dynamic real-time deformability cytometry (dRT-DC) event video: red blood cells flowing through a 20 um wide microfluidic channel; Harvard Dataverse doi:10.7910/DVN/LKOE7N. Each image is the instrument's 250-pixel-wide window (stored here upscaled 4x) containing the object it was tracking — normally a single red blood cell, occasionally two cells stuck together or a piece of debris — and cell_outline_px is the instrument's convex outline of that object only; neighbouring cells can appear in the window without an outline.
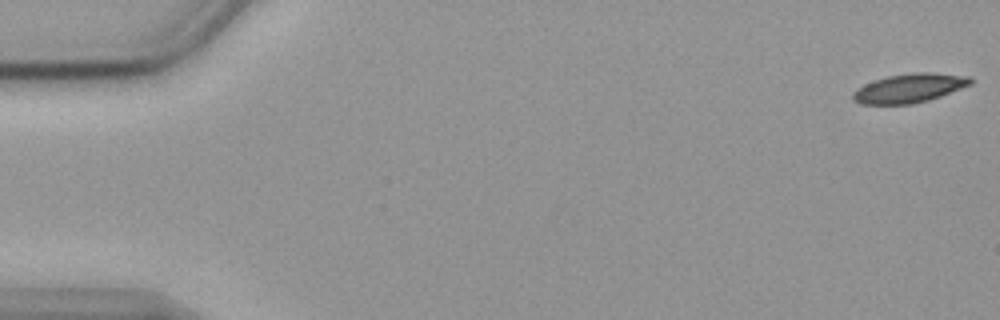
{"species": "common noctule bat (a hibernating species)", "species_latin": "Nyctalus noctula", "temperature_condition": "cold", "stored_images_in_passage": 56, "camera_frame_rate_fps": 3000, "um_per_image_px": 0.085, "animal": {"sex": "female", "body_mass_g": 19.9}, "frame": {"image": 1, "passage_image": 1, "time_ms": 0.0, "image_size_px": [1000, 320], "cell_outline_px": [[972, 84], [940, 96], [928, 100], [912, 104], [860, 104], [852, 100], [852, 92], [856, 88], [872, 80], [888, 76], [912, 72], [932, 72], [972, 76]], "centroid_in_image_um": [77.27, 7.48], "position_along_channel_um": 7.7, "area_um2": 20.11}}
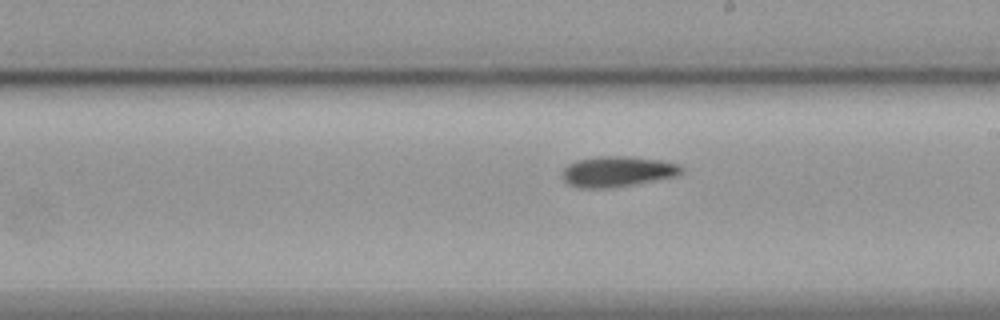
{"frame": {"image": 2, "passage_image": 32, "time_ms": 10.333, "image_size_px": [1000, 320], "cell_outline_px": [[684, 172], [676, 176], [636, 184], [608, 188], [576, 188], [568, 184], [560, 176], [560, 172], [568, 164], [576, 160], [596, 156], [632, 156], [660, 160], [680, 164], [684, 168]], "centroid_in_image_um": [52.46, 14.57], "position_along_channel_um": 236.5, "area_um2": 21.68}}
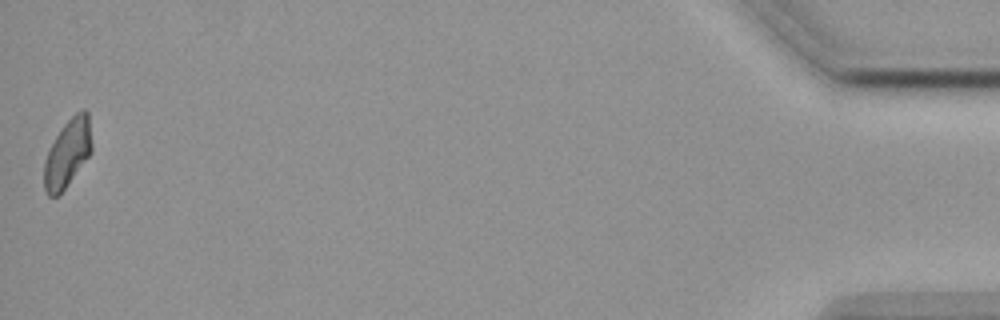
{"frame": {"image": 3, "passage_image": 56, "time_ms": 18.333, "image_size_px": [1000, 320], "cell_outline_px": [[92, 152], [64, 188], [56, 196], [48, 196], [44, 188], [44, 160], [60, 128], [76, 112], [84, 108], [88, 112], [92, 144]], "centroid_in_image_um": [5.75, 12.98], "position_along_channel_um": 429.5, "area_um2": 18.61}, "authors_computed_cell_mechanics": {"area_um2": 20.3167, "velocity_mm_per_s": 3.5767, "shape_relaxation_time_tau1_ms": 4.8756, "shape_relaxation_time_tau2_ms": null, "deformation_change_tau1": 0.1341, "deformation_change_tau2": null}}